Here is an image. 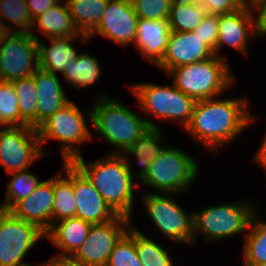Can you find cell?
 Wrapping results in <instances>:
<instances>
[{
    "instance_id": "1",
    "label": "cell",
    "mask_w": 266,
    "mask_h": 266,
    "mask_svg": "<svg viewBox=\"0 0 266 266\" xmlns=\"http://www.w3.org/2000/svg\"><path fill=\"white\" fill-rule=\"evenodd\" d=\"M248 101L242 97L234 100L214 97L196 101L185 132L211 152L218 153L220 147L235 139L255 121L248 110Z\"/></svg>"
},
{
    "instance_id": "14",
    "label": "cell",
    "mask_w": 266,
    "mask_h": 266,
    "mask_svg": "<svg viewBox=\"0 0 266 266\" xmlns=\"http://www.w3.org/2000/svg\"><path fill=\"white\" fill-rule=\"evenodd\" d=\"M253 12H257L258 15L255 16ZM251 34L254 40L258 36H263L258 6L245 4L235 12L218 15V36L215 55L221 59H227L220 52L223 45L230 46L235 51L237 50L247 55Z\"/></svg>"
},
{
    "instance_id": "44",
    "label": "cell",
    "mask_w": 266,
    "mask_h": 266,
    "mask_svg": "<svg viewBox=\"0 0 266 266\" xmlns=\"http://www.w3.org/2000/svg\"><path fill=\"white\" fill-rule=\"evenodd\" d=\"M39 264H40L39 266H51L50 260ZM28 266H33V265H28Z\"/></svg>"
},
{
    "instance_id": "15",
    "label": "cell",
    "mask_w": 266,
    "mask_h": 266,
    "mask_svg": "<svg viewBox=\"0 0 266 266\" xmlns=\"http://www.w3.org/2000/svg\"><path fill=\"white\" fill-rule=\"evenodd\" d=\"M138 20L131 0H109L98 27L88 37L98 34L128 47L135 41Z\"/></svg>"
},
{
    "instance_id": "34",
    "label": "cell",
    "mask_w": 266,
    "mask_h": 266,
    "mask_svg": "<svg viewBox=\"0 0 266 266\" xmlns=\"http://www.w3.org/2000/svg\"><path fill=\"white\" fill-rule=\"evenodd\" d=\"M0 124L3 127L21 126L18 98L12 82L0 81Z\"/></svg>"
},
{
    "instance_id": "4",
    "label": "cell",
    "mask_w": 266,
    "mask_h": 266,
    "mask_svg": "<svg viewBox=\"0 0 266 266\" xmlns=\"http://www.w3.org/2000/svg\"><path fill=\"white\" fill-rule=\"evenodd\" d=\"M166 75L173 79V85L195 101L222 95L235 83V77L227 60L216 55L199 62L178 66Z\"/></svg>"
},
{
    "instance_id": "8",
    "label": "cell",
    "mask_w": 266,
    "mask_h": 266,
    "mask_svg": "<svg viewBox=\"0 0 266 266\" xmlns=\"http://www.w3.org/2000/svg\"><path fill=\"white\" fill-rule=\"evenodd\" d=\"M84 116L78 106L69 101L37 128L41 147L53 139L64 143L60 145L63 162H72L81 156L77 146L92 138Z\"/></svg>"
},
{
    "instance_id": "13",
    "label": "cell",
    "mask_w": 266,
    "mask_h": 266,
    "mask_svg": "<svg viewBox=\"0 0 266 266\" xmlns=\"http://www.w3.org/2000/svg\"><path fill=\"white\" fill-rule=\"evenodd\" d=\"M131 223V219L117 215L107 222L92 224L87 239L70 258L90 266H105L115 244Z\"/></svg>"
},
{
    "instance_id": "7",
    "label": "cell",
    "mask_w": 266,
    "mask_h": 266,
    "mask_svg": "<svg viewBox=\"0 0 266 266\" xmlns=\"http://www.w3.org/2000/svg\"><path fill=\"white\" fill-rule=\"evenodd\" d=\"M244 201L213 205L193 212L194 243L199 234L203 235L207 242H217L247 232L258 206L248 201L246 204Z\"/></svg>"
},
{
    "instance_id": "30",
    "label": "cell",
    "mask_w": 266,
    "mask_h": 266,
    "mask_svg": "<svg viewBox=\"0 0 266 266\" xmlns=\"http://www.w3.org/2000/svg\"><path fill=\"white\" fill-rule=\"evenodd\" d=\"M127 233L134 239L136 253L142 266H174L169 252L132 224Z\"/></svg>"
},
{
    "instance_id": "41",
    "label": "cell",
    "mask_w": 266,
    "mask_h": 266,
    "mask_svg": "<svg viewBox=\"0 0 266 266\" xmlns=\"http://www.w3.org/2000/svg\"><path fill=\"white\" fill-rule=\"evenodd\" d=\"M262 140L263 141L260 147H258V150L253 159L257 164L259 163L266 170V134L264 136V139Z\"/></svg>"
},
{
    "instance_id": "40",
    "label": "cell",
    "mask_w": 266,
    "mask_h": 266,
    "mask_svg": "<svg viewBox=\"0 0 266 266\" xmlns=\"http://www.w3.org/2000/svg\"><path fill=\"white\" fill-rule=\"evenodd\" d=\"M51 266H90L84 263H79L72 260L70 257H51Z\"/></svg>"
},
{
    "instance_id": "3",
    "label": "cell",
    "mask_w": 266,
    "mask_h": 266,
    "mask_svg": "<svg viewBox=\"0 0 266 266\" xmlns=\"http://www.w3.org/2000/svg\"><path fill=\"white\" fill-rule=\"evenodd\" d=\"M86 113L95 132L115 147L109 154H123L146 129L159 127L153 119L141 118L122 101L106 94H99Z\"/></svg>"
},
{
    "instance_id": "42",
    "label": "cell",
    "mask_w": 266,
    "mask_h": 266,
    "mask_svg": "<svg viewBox=\"0 0 266 266\" xmlns=\"http://www.w3.org/2000/svg\"><path fill=\"white\" fill-rule=\"evenodd\" d=\"M259 18L262 32H266V0H264L259 6Z\"/></svg>"
},
{
    "instance_id": "25",
    "label": "cell",
    "mask_w": 266,
    "mask_h": 266,
    "mask_svg": "<svg viewBox=\"0 0 266 266\" xmlns=\"http://www.w3.org/2000/svg\"><path fill=\"white\" fill-rule=\"evenodd\" d=\"M160 127H149L140 137L122 154L123 156H135L141 166L140 172L135 173L139 182L146 176L149 166L166 144L163 141Z\"/></svg>"
},
{
    "instance_id": "28",
    "label": "cell",
    "mask_w": 266,
    "mask_h": 266,
    "mask_svg": "<svg viewBox=\"0 0 266 266\" xmlns=\"http://www.w3.org/2000/svg\"><path fill=\"white\" fill-rule=\"evenodd\" d=\"M63 79L75 88L96 84L101 75L99 61L88 53H81L62 73Z\"/></svg>"
},
{
    "instance_id": "10",
    "label": "cell",
    "mask_w": 266,
    "mask_h": 266,
    "mask_svg": "<svg viewBox=\"0 0 266 266\" xmlns=\"http://www.w3.org/2000/svg\"><path fill=\"white\" fill-rule=\"evenodd\" d=\"M45 237L36 224L15 217L10 211H0V266H28L23 261L28 251Z\"/></svg>"
},
{
    "instance_id": "6",
    "label": "cell",
    "mask_w": 266,
    "mask_h": 266,
    "mask_svg": "<svg viewBox=\"0 0 266 266\" xmlns=\"http://www.w3.org/2000/svg\"><path fill=\"white\" fill-rule=\"evenodd\" d=\"M137 98V107L155 119L166 122L176 121L185 128L189 125L196 101L179 90L175 85L139 83L130 85Z\"/></svg>"
},
{
    "instance_id": "29",
    "label": "cell",
    "mask_w": 266,
    "mask_h": 266,
    "mask_svg": "<svg viewBox=\"0 0 266 266\" xmlns=\"http://www.w3.org/2000/svg\"><path fill=\"white\" fill-rule=\"evenodd\" d=\"M244 266H258L266 262V222L253 215L248 231L244 234Z\"/></svg>"
},
{
    "instance_id": "11",
    "label": "cell",
    "mask_w": 266,
    "mask_h": 266,
    "mask_svg": "<svg viewBox=\"0 0 266 266\" xmlns=\"http://www.w3.org/2000/svg\"><path fill=\"white\" fill-rule=\"evenodd\" d=\"M37 129L31 126L3 127L0 130V164L7 174L28 170L46 156Z\"/></svg>"
},
{
    "instance_id": "24",
    "label": "cell",
    "mask_w": 266,
    "mask_h": 266,
    "mask_svg": "<svg viewBox=\"0 0 266 266\" xmlns=\"http://www.w3.org/2000/svg\"><path fill=\"white\" fill-rule=\"evenodd\" d=\"M65 177L61 173L53 176L54 203L52 225L65 218H74L77 213L76 197L73 189V163L63 162Z\"/></svg>"
},
{
    "instance_id": "45",
    "label": "cell",
    "mask_w": 266,
    "mask_h": 266,
    "mask_svg": "<svg viewBox=\"0 0 266 266\" xmlns=\"http://www.w3.org/2000/svg\"><path fill=\"white\" fill-rule=\"evenodd\" d=\"M5 33H6V32L4 31L3 27H2L1 24H0V42H1L2 36H3Z\"/></svg>"
},
{
    "instance_id": "20",
    "label": "cell",
    "mask_w": 266,
    "mask_h": 266,
    "mask_svg": "<svg viewBox=\"0 0 266 266\" xmlns=\"http://www.w3.org/2000/svg\"><path fill=\"white\" fill-rule=\"evenodd\" d=\"M31 35L38 40V67L55 75L56 73H63L79 55L76 48L73 47L72 41L79 39V37L85 43L90 41V38L83 34L81 36L49 38L51 45L46 47L42 38L34 33Z\"/></svg>"
},
{
    "instance_id": "5",
    "label": "cell",
    "mask_w": 266,
    "mask_h": 266,
    "mask_svg": "<svg viewBox=\"0 0 266 266\" xmlns=\"http://www.w3.org/2000/svg\"><path fill=\"white\" fill-rule=\"evenodd\" d=\"M198 166L197 161L181 148L165 145L140 182L158 193L182 194L197 178Z\"/></svg>"
},
{
    "instance_id": "18",
    "label": "cell",
    "mask_w": 266,
    "mask_h": 266,
    "mask_svg": "<svg viewBox=\"0 0 266 266\" xmlns=\"http://www.w3.org/2000/svg\"><path fill=\"white\" fill-rule=\"evenodd\" d=\"M53 203V177H51L43 180L33 193L18 201L9 211L21 220L36 224L46 233L52 226Z\"/></svg>"
},
{
    "instance_id": "43",
    "label": "cell",
    "mask_w": 266,
    "mask_h": 266,
    "mask_svg": "<svg viewBox=\"0 0 266 266\" xmlns=\"http://www.w3.org/2000/svg\"><path fill=\"white\" fill-rule=\"evenodd\" d=\"M264 0H246V4L259 6Z\"/></svg>"
},
{
    "instance_id": "16",
    "label": "cell",
    "mask_w": 266,
    "mask_h": 266,
    "mask_svg": "<svg viewBox=\"0 0 266 266\" xmlns=\"http://www.w3.org/2000/svg\"><path fill=\"white\" fill-rule=\"evenodd\" d=\"M213 56L214 52L192 31H171L166 52L157 67L167 74L178 66L199 62Z\"/></svg>"
},
{
    "instance_id": "39",
    "label": "cell",
    "mask_w": 266,
    "mask_h": 266,
    "mask_svg": "<svg viewBox=\"0 0 266 266\" xmlns=\"http://www.w3.org/2000/svg\"><path fill=\"white\" fill-rule=\"evenodd\" d=\"M32 20L55 6L61 0H25Z\"/></svg>"
},
{
    "instance_id": "12",
    "label": "cell",
    "mask_w": 266,
    "mask_h": 266,
    "mask_svg": "<svg viewBox=\"0 0 266 266\" xmlns=\"http://www.w3.org/2000/svg\"><path fill=\"white\" fill-rule=\"evenodd\" d=\"M38 68V40L31 33L6 32L0 42V81L27 78Z\"/></svg>"
},
{
    "instance_id": "21",
    "label": "cell",
    "mask_w": 266,
    "mask_h": 266,
    "mask_svg": "<svg viewBox=\"0 0 266 266\" xmlns=\"http://www.w3.org/2000/svg\"><path fill=\"white\" fill-rule=\"evenodd\" d=\"M37 92V128L70 100L59 81L57 74L37 68L34 74Z\"/></svg>"
},
{
    "instance_id": "22",
    "label": "cell",
    "mask_w": 266,
    "mask_h": 266,
    "mask_svg": "<svg viewBox=\"0 0 266 266\" xmlns=\"http://www.w3.org/2000/svg\"><path fill=\"white\" fill-rule=\"evenodd\" d=\"M91 226V223L77 217L54 223L45 233V237L61 250L54 257H71L87 239Z\"/></svg>"
},
{
    "instance_id": "9",
    "label": "cell",
    "mask_w": 266,
    "mask_h": 266,
    "mask_svg": "<svg viewBox=\"0 0 266 266\" xmlns=\"http://www.w3.org/2000/svg\"><path fill=\"white\" fill-rule=\"evenodd\" d=\"M176 193H145L143 203L151 220L168 239L194 246L193 212H186L173 198Z\"/></svg>"
},
{
    "instance_id": "26",
    "label": "cell",
    "mask_w": 266,
    "mask_h": 266,
    "mask_svg": "<svg viewBox=\"0 0 266 266\" xmlns=\"http://www.w3.org/2000/svg\"><path fill=\"white\" fill-rule=\"evenodd\" d=\"M74 25L89 36L99 25L109 0H65Z\"/></svg>"
},
{
    "instance_id": "2",
    "label": "cell",
    "mask_w": 266,
    "mask_h": 266,
    "mask_svg": "<svg viewBox=\"0 0 266 266\" xmlns=\"http://www.w3.org/2000/svg\"><path fill=\"white\" fill-rule=\"evenodd\" d=\"M131 160L122 154H107L90 163L82 155L72 163L87 177L110 209L120 216L131 219L134 203L135 177Z\"/></svg>"
},
{
    "instance_id": "38",
    "label": "cell",
    "mask_w": 266,
    "mask_h": 266,
    "mask_svg": "<svg viewBox=\"0 0 266 266\" xmlns=\"http://www.w3.org/2000/svg\"><path fill=\"white\" fill-rule=\"evenodd\" d=\"M207 14L222 15L241 9L246 0H196Z\"/></svg>"
},
{
    "instance_id": "46",
    "label": "cell",
    "mask_w": 266,
    "mask_h": 266,
    "mask_svg": "<svg viewBox=\"0 0 266 266\" xmlns=\"http://www.w3.org/2000/svg\"><path fill=\"white\" fill-rule=\"evenodd\" d=\"M258 266H266V262L265 263H262L261 265H258Z\"/></svg>"
},
{
    "instance_id": "23",
    "label": "cell",
    "mask_w": 266,
    "mask_h": 266,
    "mask_svg": "<svg viewBox=\"0 0 266 266\" xmlns=\"http://www.w3.org/2000/svg\"><path fill=\"white\" fill-rule=\"evenodd\" d=\"M36 27L47 39L82 35L74 25L67 3L63 0L33 20L31 33Z\"/></svg>"
},
{
    "instance_id": "19",
    "label": "cell",
    "mask_w": 266,
    "mask_h": 266,
    "mask_svg": "<svg viewBox=\"0 0 266 266\" xmlns=\"http://www.w3.org/2000/svg\"><path fill=\"white\" fill-rule=\"evenodd\" d=\"M170 35L169 20L139 19L133 44L145 60L157 66L164 57Z\"/></svg>"
},
{
    "instance_id": "31",
    "label": "cell",
    "mask_w": 266,
    "mask_h": 266,
    "mask_svg": "<svg viewBox=\"0 0 266 266\" xmlns=\"http://www.w3.org/2000/svg\"><path fill=\"white\" fill-rule=\"evenodd\" d=\"M18 98L21 115V126H31L37 129V92L34 77L17 79L12 81Z\"/></svg>"
},
{
    "instance_id": "33",
    "label": "cell",
    "mask_w": 266,
    "mask_h": 266,
    "mask_svg": "<svg viewBox=\"0 0 266 266\" xmlns=\"http://www.w3.org/2000/svg\"><path fill=\"white\" fill-rule=\"evenodd\" d=\"M8 20L13 25L15 24L19 27V29L13 28L11 25L8 26L6 24ZM0 24L5 32L31 33L33 20L30 16L26 1L0 0Z\"/></svg>"
},
{
    "instance_id": "36",
    "label": "cell",
    "mask_w": 266,
    "mask_h": 266,
    "mask_svg": "<svg viewBox=\"0 0 266 266\" xmlns=\"http://www.w3.org/2000/svg\"><path fill=\"white\" fill-rule=\"evenodd\" d=\"M173 0H131L139 19H169Z\"/></svg>"
},
{
    "instance_id": "32",
    "label": "cell",
    "mask_w": 266,
    "mask_h": 266,
    "mask_svg": "<svg viewBox=\"0 0 266 266\" xmlns=\"http://www.w3.org/2000/svg\"><path fill=\"white\" fill-rule=\"evenodd\" d=\"M9 183L6 186L5 200L0 207L9 211L18 201L27 198L42 183L37 176L28 170L8 174Z\"/></svg>"
},
{
    "instance_id": "37",
    "label": "cell",
    "mask_w": 266,
    "mask_h": 266,
    "mask_svg": "<svg viewBox=\"0 0 266 266\" xmlns=\"http://www.w3.org/2000/svg\"><path fill=\"white\" fill-rule=\"evenodd\" d=\"M198 35L202 42L207 45L215 55L218 36V15L206 14L201 24L192 31Z\"/></svg>"
},
{
    "instance_id": "27",
    "label": "cell",
    "mask_w": 266,
    "mask_h": 266,
    "mask_svg": "<svg viewBox=\"0 0 266 266\" xmlns=\"http://www.w3.org/2000/svg\"><path fill=\"white\" fill-rule=\"evenodd\" d=\"M206 14V10L196 0H173L168 19L170 29L191 32L201 24Z\"/></svg>"
},
{
    "instance_id": "35",
    "label": "cell",
    "mask_w": 266,
    "mask_h": 266,
    "mask_svg": "<svg viewBox=\"0 0 266 266\" xmlns=\"http://www.w3.org/2000/svg\"><path fill=\"white\" fill-rule=\"evenodd\" d=\"M105 266H142L134 239L126 232L115 244Z\"/></svg>"
},
{
    "instance_id": "17",
    "label": "cell",
    "mask_w": 266,
    "mask_h": 266,
    "mask_svg": "<svg viewBox=\"0 0 266 266\" xmlns=\"http://www.w3.org/2000/svg\"><path fill=\"white\" fill-rule=\"evenodd\" d=\"M73 189L77 204V218L91 224H100L117 216L105 203L92 183L74 164Z\"/></svg>"
}]
</instances>
